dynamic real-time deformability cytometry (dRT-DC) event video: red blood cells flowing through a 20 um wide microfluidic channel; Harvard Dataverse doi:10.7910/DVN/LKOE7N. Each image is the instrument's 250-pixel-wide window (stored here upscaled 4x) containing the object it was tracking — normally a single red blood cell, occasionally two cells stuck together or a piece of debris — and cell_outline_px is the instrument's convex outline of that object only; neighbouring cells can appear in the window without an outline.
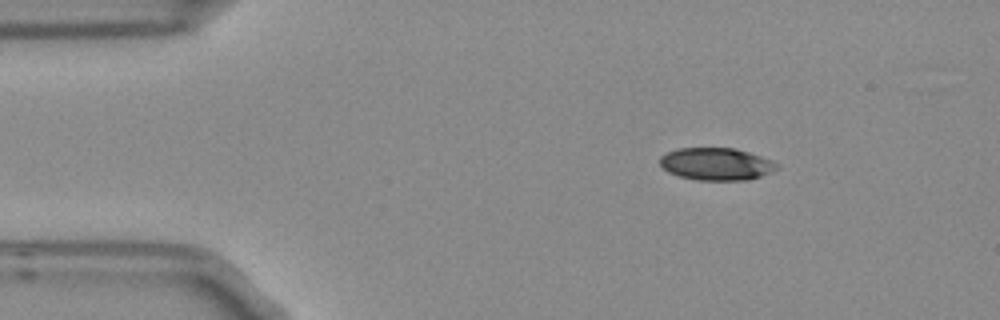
{"species": "Egyptian fruit bat (a non-hibernating species)", "species_latin": "Rousettus aegyptiacus", "temperature_condition": "room temperature", "stored_images_in_passage": 3, "camera_frame_rate_fps": 3000, "um_per_image_px": 0.085, "frame": {"image": 1, "passage_image": 2, "time_ms": 0.333, "image_size_px": [1000, 320], "cell_outline_px": [[776, 168], [760, 176], [748, 180], [696, 180], [680, 176], [668, 172], [660, 164], [660, 156], [676, 148], [732, 148], [748, 152], [760, 156], [776, 164]], "centroid_in_image_um": [60.81, 13.94], "position_along_channel_um": 24.2, "area_um2": 21.68}}